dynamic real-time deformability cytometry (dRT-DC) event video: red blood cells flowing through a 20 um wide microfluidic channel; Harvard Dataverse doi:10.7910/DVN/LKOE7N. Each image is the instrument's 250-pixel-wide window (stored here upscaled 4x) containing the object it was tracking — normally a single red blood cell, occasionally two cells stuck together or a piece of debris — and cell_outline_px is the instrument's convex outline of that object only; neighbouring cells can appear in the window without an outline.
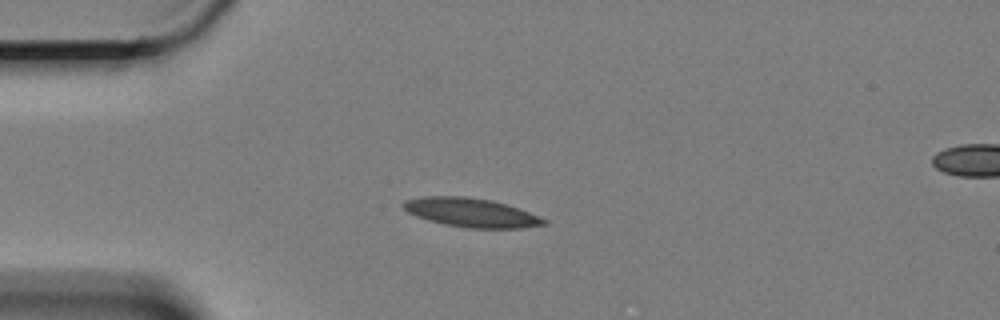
{"species": "Egyptian fruit bat (a non-hibernating species)", "species_latin": "Rousettus aegyptiacus", "temperature_condition": "cold", "stored_images_in_passage": 46, "camera_frame_rate_fps": 3000, "um_per_image_px": 0.085, "animal": {"sex": "female"}, "frame": {"image": 1, "passage_image": 1, "time_ms": 0.0, "image_size_px": [1000, 320], "cell_outline_px": [[548, 224], [524, 228], [464, 228], [444, 224], [428, 220], [416, 216], [408, 212], [404, 208], [404, 200], [424, 196], [464, 196], [488, 200], [504, 204], [528, 212], [548, 220]], "centroid_in_image_um": [40.04, 18.08], "position_along_channel_um": 45.0, "area_um2": 23.47}}
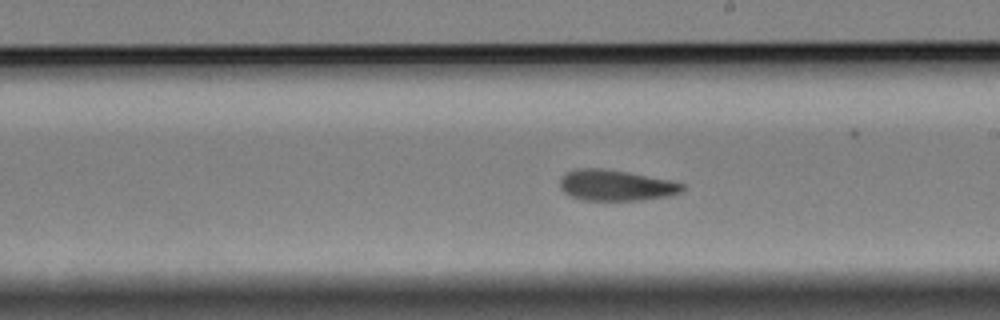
{"frame": {"image": 2, "passage_image": 20, "time_ms": 6.333, "image_size_px": [1000, 320], "cell_outline_px": [[684, 192], [672, 196], [640, 200], [580, 200], [564, 192], [560, 188], [560, 176], [564, 172], [576, 168], [604, 168], [628, 172], [672, 180], [684, 184]], "centroid_in_image_um": [52.36, 15.74], "position_along_channel_um": 236.6, "area_um2": 22.48}}
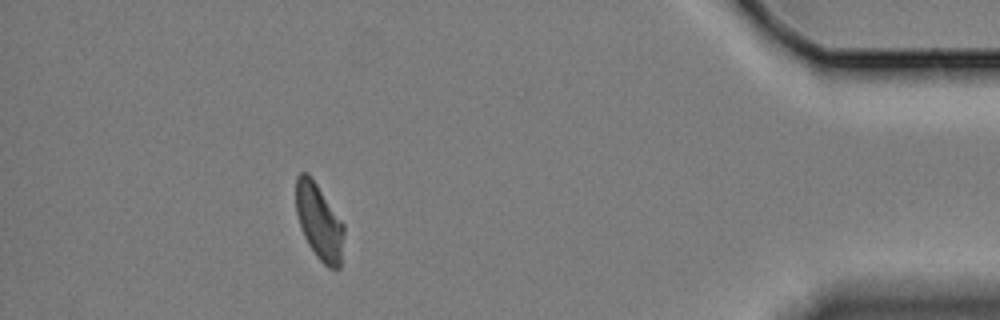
{"frame": {"image": 3, "passage_image": 40, "time_ms": 13.0, "image_size_px": [1000, 320], "cell_outline_px": [[344, 236], [340, 268], [328, 268], [316, 256], [308, 244], [304, 236], [296, 212], [296, 176], [300, 172], [308, 172], [344, 224]], "centroid_in_image_um": [27.13, 18.85], "position_along_channel_um": 408.1, "area_um2": 21.1}, "authors_computed_cell_mechanics": {"area_um2": 22.4553, "velocity_mm_per_s": 3.3215, "shape_relaxation_time_tau1_ms": 7.0603, "shape_relaxation_time_tau2_ms": 3.0623, "deformation_change_tau1": 0.1511, "deformation_change_tau2": 0.0862}}